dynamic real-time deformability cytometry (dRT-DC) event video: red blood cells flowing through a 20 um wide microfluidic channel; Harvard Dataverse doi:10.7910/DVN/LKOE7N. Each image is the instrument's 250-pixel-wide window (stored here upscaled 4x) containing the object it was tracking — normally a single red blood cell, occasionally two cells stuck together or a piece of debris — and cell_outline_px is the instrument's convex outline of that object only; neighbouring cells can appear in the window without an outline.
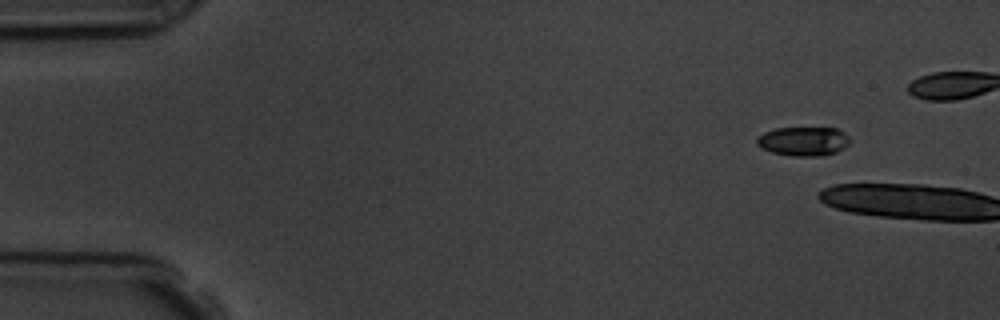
{"species": "common noctule bat (a hibernating species)", "species_latin": "Nyctalus noctula", "temperature_condition": "room temperature", "stored_images_in_passage": 2, "camera_frame_rate_fps": 3000, "um_per_image_px": 0.085, "animal": {"sex": "male", "body_mass_g": 19.5, "forearm_length_mm": 54.6}, "frame": {"image": 1, "passage_image": 1, "time_ms": 0.0, "image_size_px": [1000, 320], "cell_outline_px": [[848, 144], [844, 148], [836, 152], [824, 156], [792, 156], [772, 152], [756, 144], [756, 136], [764, 132], [776, 128], [836, 128], [844, 132], [848, 136]], "centroid_in_image_um": [68.28, 12.01], "position_along_channel_um": 16.7, "area_um2": 15.78}}